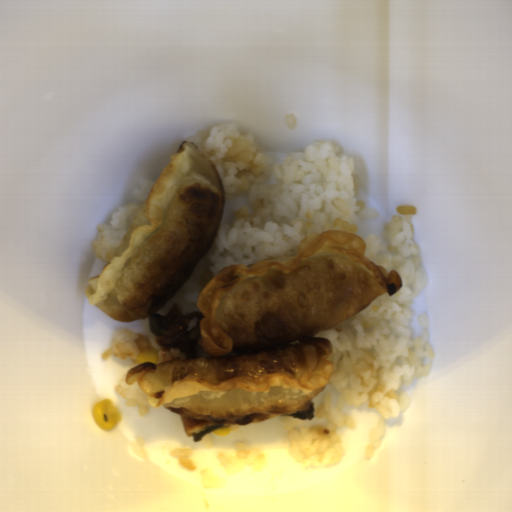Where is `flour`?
I'll list each match as a JSON object with an SVG mask.
<instances>
[{"instance_id":"flour-1","label":"flour","mask_w":512,"mask_h":512,"mask_svg":"<svg viewBox=\"0 0 512 512\" xmlns=\"http://www.w3.org/2000/svg\"><path fill=\"white\" fill-rule=\"evenodd\" d=\"M364 238L325 231L299 254L222 269L200 291L198 344L209 358L143 362L127 385L194 420L295 414L325 390L334 364L316 337L403 287L397 270L365 256Z\"/></svg>"},{"instance_id":"flour-2","label":"flour","mask_w":512,"mask_h":512,"mask_svg":"<svg viewBox=\"0 0 512 512\" xmlns=\"http://www.w3.org/2000/svg\"><path fill=\"white\" fill-rule=\"evenodd\" d=\"M170 157L112 260L86 284L90 305L119 322L162 309L219 232L224 188L211 160L186 141Z\"/></svg>"}]
</instances>
